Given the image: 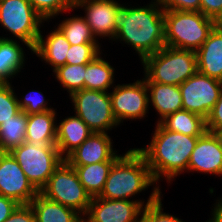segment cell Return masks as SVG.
Segmentation results:
<instances>
[{
    "label": "cell",
    "instance_id": "f35d334b",
    "mask_svg": "<svg viewBox=\"0 0 222 222\" xmlns=\"http://www.w3.org/2000/svg\"><path fill=\"white\" fill-rule=\"evenodd\" d=\"M19 205L15 200L0 195V222L6 220Z\"/></svg>",
    "mask_w": 222,
    "mask_h": 222
},
{
    "label": "cell",
    "instance_id": "60d3db41",
    "mask_svg": "<svg viewBox=\"0 0 222 222\" xmlns=\"http://www.w3.org/2000/svg\"><path fill=\"white\" fill-rule=\"evenodd\" d=\"M215 28L222 30V11L214 19Z\"/></svg>",
    "mask_w": 222,
    "mask_h": 222
},
{
    "label": "cell",
    "instance_id": "9a60e30c",
    "mask_svg": "<svg viewBox=\"0 0 222 222\" xmlns=\"http://www.w3.org/2000/svg\"><path fill=\"white\" fill-rule=\"evenodd\" d=\"M222 176V144L216 133L199 136L188 164V171Z\"/></svg>",
    "mask_w": 222,
    "mask_h": 222
},
{
    "label": "cell",
    "instance_id": "d4e9b609",
    "mask_svg": "<svg viewBox=\"0 0 222 222\" xmlns=\"http://www.w3.org/2000/svg\"><path fill=\"white\" fill-rule=\"evenodd\" d=\"M98 54L85 64L84 89L107 92L114 83V68Z\"/></svg>",
    "mask_w": 222,
    "mask_h": 222
},
{
    "label": "cell",
    "instance_id": "83f0119b",
    "mask_svg": "<svg viewBox=\"0 0 222 222\" xmlns=\"http://www.w3.org/2000/svg\"><path fill=\"white\" fill-rule=\"evenodd\" d=\"M58 29L63 33L67 41L71 45H80L85 43H98L95 36L92 34L90 26L86 23L82 16H73L64 19Z\"/></svg>",
    "mask_w": 222,
    "mask_h": 222
},
{
    "label": "cell",
    "instance_id": "30bf717a",
    "mask_svg": "<svg viewBox=\"0 0 222 222\" xmlns=\"http://www.w3.org/2000/svg\"><path fill=\"white\" fill-rule=\"evenodd\" d=\"M183 110L196 113L206 119L219 99L222 82L200 72L179 85Z\"/></svg>",
    "mask_w": 222,
    "mask_h": 222
},
{
    "label": "cell",
    "instance_id": "e0dca14e",
    "mask_svg": "<svg viewBox=\"0 0 222 222\" xmlns=\"http://www.w3.org/2000/svg\"><path fill=\"white\" fill-rule=\"evenodd\" d=\"M198 72L222 82V30L214 28L196 51Z\"/></svg>",
    "mask_w": 222,
    "mask_h": 222
},
{
    "label": "cell",
    "instance_id": "f1b7e54d",
    "mask_svg": "<svg viewBox=\"0 0 222 222\" xmlns=\"http://www.w3.org/2000/svg\"><path fill=\"white\" fill-rule=\"evenodd\" d=\"M54 72L56 79L69 92V96L76 91L84 89L85 64L58 67Z\"/></svg>",
    "mask_w": 222,
    "mask_h": 222
},
{
    "label": "cell",
    "instance_id": "d590c367",
    "mask_svg": "<svg viewBox=\"0 0 222 222\" xmlns=\"http://www.w3.org/2000/svg\"><path fill=\"white\" fill-rule=\"evenodd\" d=\"M220 129H222V91L220 93L219 99L206 118L207 131L216 133Z\"/></svg>",
    "mask_w": 222,
    "mask_h": 222
},
{
    "label": "cell",
    "instance_id": "e575fe53",
    "mask_svg": "<svg viewBox=\"0 0 222 222\" xmlns=\"http://www.w3.org/2000/svg\"><path fill=\"white\" fill-rule=\"evenodd\" d=\"M164 10L200 11V0H157Z\"/></svg>",
    "mask_w": 222,
    "mask_h": 222
},
{
    "label": "cell",
    "instance_id": "1f68e13d",
    "mask_svg": "<svg viewBox=\"0 0 222 222\" xmlns=\"http://www.w3.org/2000/svg\"><path fill=\"white\" fill-rule=\"evenodd\" d=\"M13 89L10 83L0 85V124L8 121L21 111Z\"/></svg>",
    "mask_w": 222,
    "mask_h": 222
},
{
    "label": "cell",
    "instance_id": "74e56055",
    "mask_svg": "<svg viewBox=\"0 0 222 222\" xmlns=\"http://www.w3.org/2000/svg\"><path fill=\"white\" fill-rule=\"evenodd\" d=\"M222 11V0H200V12L212 19Z\"/></svg>",
    "mask_w": 222,
    "mask_h": 222
},
{
    "label": "cell",
    "instance_id": "ac0fdd59",
    "mask_svg": "<svg viewBox=\"0 0 222 222\" xmlns=\"http://www.w3.org/2000/svg\"><path fill=\"white\" fill-rule=\"evenodd\" d=\"M92 133L93 131L76 114L63 119L56 128V146L60 156L65 159Z\"/></svg>",
    "mask_w": 222,
    "mask_h": 222
},
{
    "label": "cell",
    "instance_id": "4316f807",
    "mask_svg": "<svg viewBox=\"0 0 222 222\" xmlns=\"http://www.w3.org/2000/svg\"><path fill=\"white\" fill-rule=\"evenodd\" d=\"M28 114L20 111L0 124V152H10L25 142Z\"/></svg>",
    "mask_w": 222,
    "mask_h": 222
},
{
    "label": "cell",
    "instance_id": "b9f144b4",
    "mask_svg": "<svg viewBox=\"0 0 222 222\" xmlns=\"http://www.w3.org/2000/svg\"><path fill=\"white\" fill-rule=\"evenodd\" d=\"M216 204L214 205L216 209H218L222 213V199L217 200Z\"/></svg>",
    "mask_w": 222,
    "mask_h": 222
},
{
    "label": "cell",
    "instance_id": "cb8c5ba5",
    "mask_svg": "<svg viewBox=\"0 0 222 222\" xmlns=\"http://www.w3.org/2000/svg\"><path fill=\"white\" fill-rule=\"evenodd\" d=\"M115 161H104L89 165H70L76 171L78 178L87 193L93 197H98L107 180L108 173Z\"/></svg>",
    "mask_w": 222,
    "mask_h": 222
},
{
    "label": "cell",
    "instance_id": "ab89813d",
    "mask_svg": "<svg viewBox=\"0 0 222 222\" xmlns=\"http://www.w3.org/2000/svg\"><path fill=\"white\" fill-rule=\"evenodd\" d=\"M206 222H222V213L214 207L212 218Z\"/></svg>",
    "mask_w": 222,
    "mask_h": 222
},
{
    "label": "cell",
    "instance_id": "8992f818",
    "mask_svg": "<svg viewBox=\"0 0 222 222\" xmlns=\"http://www.w3.org/2000/svg\"><path fill=\"white\" fill-rule=\"evenodd\" d=\"M34 188L40 192L54 170L64 160L56 144L24 142L10 151Z\"/></svg>",
    "mask_w": 222,
    "mask_h": 222
},
{
    "label": "cell",
    "instance_id": "5bb4252c",
    "mask_svg": "<svg viewBox=\"0 0 222 222\" xmlns=\"http://www.w3.org/2000/svg\"><path fill=\"white\" fill-rule=\"evenodd\" d=\"M119 5L115 0H74V9L84 7L83 18L95 38L109 37L111 40L117 32L115 13Z\"/></svg>",
    "mask_w": 222,
    "mask_h": 222
},
{
    "label": "cell",
    "instance_id": "4dcf8cb0",
    "mask_svg": "<svg viewBox=\"0 0 222 222\" xmlns=\"http://www.w3.org/2000/svg\"><path fill=\"white\" fill-rule=\"evenodd\" d=\"M29 2L45 21L66 10L74 9V0H29Z\"/></svg>",
    "mask_w": 222,
    "mask_h": 222
},
{
    "label": "cell",
    "instance_id": "836d02e7",
    "mask_svg": "<svg viewBox=\"0 0 222 222\" xmlns=\"http://www.w3.org/2000/svg\"><path fill=\"white\" fill-rule=\"evenodd\" d=\"M23 98H21V100L18 99V105L26 114H37L53 110V108L48 107V102L39 91H29Z\"/></svg>",
    "mask_w": 222,
    "mask_h": 222
},
{
    "label": "cell",
    "instance_id": "ffe728a7",
    "mask_svg": "<svg viewBox=\"0 0 222 222\" xmlns=\"http://www.w3.org/2000/svg\"><path fill=\"white\" fill-rule=\"evenodd\" d=\"M46 37V39H43L42 31H40L33 54H36L42 61L44 60L45 63L51 65L54 71L66 64V56H68L71 44L58 28H55Z\"/></svg>",
    "mask_w": 222,
    "mask_h": 222
},
{
    "label": "cell",
    "instance_id": "44dd1931",
    "mask_svg": "<svg viewBox=\"0 0 222 222\" xmlns=\"http://www.w3.org/2000/svg\"><path fill=\"white\" fill-rule=\"evenodd\" d=\"M35 215V222H83V216L76 210L52 201L40 192L29 204Z\"/></svg>",
    "mask_w": 222,
    "mask_h": 222
},
{
    "label": "cell",
    "instance_id": "7c38bea8",
    "mask_svg": "<svg viewBox=\"0 0 222 222\" xmlns=\"http://www.w3.org/2000/svg\"><path fill=\"white\" fill-rule=\"evenodd\" d=\"M39 192L10 152H0V195L27 205Z\"/></svg>",
    "mask_w": 222,
    "mask_h": 222
},
{
    "label": "cell",
    "instance_id": "f546056e",
    "mask_svg": "<svg viewBox=\"0 0 222 222\" xmlns=\"http://www.w3.org/2000/svg\"><path fill=\"white\" fill-rule=\"evenodd\" d=\"M160 186L153 187V192L149 196L147 203L142 209L141 219L144 222H184L174 215L162 212Z\"/></svg>",
    "mask_w": 222,
    "mask_h": 222
},
{
    "label": "cell",
    "instance_id": "6da1fadb",
    "mask_svg": "<svg viewBox=\"0 0 222 222\" xmlns=\"http://www.w3.org/2000/svg\"><path fill=\"white\" fill-rule=\"evenodd\" d=\"M115 26L114 40L131 45L141 61L165 46L164 9L157 0L133 8L120 4L115 13Z\"/></svg>",
    "mask_w": 222,
    "mask_h": 222
},
{
    "label": "cell",
    "instance_id": "5b68a950",
    "mask_svg": "<svg viewBox=\"0 0 222 222\" xmlns=\"http://www.w3.org/2000/svg\"><path fill=\"white\" fill-rule=\"evenodd\" d=\"M214 28L200 11L164 10L165 46L196 52Z\"/></svg>",
    "mask_w": 222,
    "mask_h": 222
},
{
    "label": "cell",
    "instance_id": "7a4b0ae2",
    "mask_svg": "<svg viewBox=\"0 0 222 222\" xmlns=\"http://www.w3.org/2000/svg\"><path fill=\"white\" fill-rule=\"evenodd\" d=\"M199 136H188L165 129L157 123L152 140L146 148H136L146 159L154 181L161 177L172 181L188 171L192 151Z\"/></svg>",
    "mask_w": 222,
    "mask_h": 222
},
{
    "label": "cell",
    "instance_id": "3957f363",
    "mask_svg": "<svg viewBox=\"0 0 222 222\" xmlns=\"http://www.w3.org/2000/svg\"><path fill=\"white\" fill-rule=\"evenodd\" d=\"M155 183L145 157L133 148L113 163L98 197L109 200H129V197Z\"/></svg>",
    "mask_w": 222,
    "mask_h": 222
},
{
    "label": "cell",
    "instance_id": "277c9868",
    "mask_svg": "<svg viewBox=\"0 0 222 222\" xmlns=\"http://www.w3.org/2000/svg\"><path fill=\"white\" fill-rule=\"evenodd\" d=\"M145 82L181 85L197 71L196 52L164 46L142 60Z\"/></svg>",
    "mask_w": 222,
    "mask_h": 222
},
{
    "label": "cell",
    "instance_id": "ba28073f",
    "mask_svg": "<svg viewBox=\"0 0 222 222\" xmlns=\"http://www.w3.org/2000/svg\"><path fill=\"white\" fill-rule=\"evenodd\" d=\"M45 20L29 0H0V24L33 52Z\"/></svg>",
    "mask_w": 222,
    "mask_h": 222
},
{
    "label": "cell",
    "instance_id": "8d00e7d4",
    "mask_svg": "<svg viewBox=\"0 0 222 222\" xmlns=\"http://www.w3.org/2000/svg\"><path fill=\"white\" fill-rule=\"evenodd\" d=\"M3 222H35V215L29 204L19 205Z\"/></svg>",
    "mask_w": 222,
    "mask_h": 222
},
{
    "label": "cell",
    "instance_id": "d6986e66",
    "mask_svg": "<svg viewBox=\"0 0 222 222\" xmlns=\"http://www.w3.org/2000/svg\"><path fill=\"white\" fill-rule=\"evenodd\" d=\"M146 84L149 103L151 102L153 108H155L160 115V119L156 123H160L163 119L176 111L183 110L179 86L156 82H146Z\"/></svg>",
    "mask_w": 222,
    "mask_h": 222
},
{
    "label": "cell",
    "instance_id": "7bdbcfd3",
    "mask_svg": "<svg viewBox=\"0 0 222 222\" xmlns=\"http://www.w3.org/2000/svg\"><path fill=\"white\" fill-rule=\"evenodd\" d=\"M217 136L219 137L220 141H221V144H222V129L218 130L216 132Z\"/></svg>",
    "mask_w": 222,
    "mask_h": 222
},
{
    "label": "cell",
    "instance_id": "484cf974",
    "mask_svg": "<svg viewBox=\"0 0 222 222\" xmlns=\"http://www.w3.org/2000/svg\"><path fill=\"white\" fill-rule=\"evenodd\" d=\"M160 124L167 130L188 136H201L206 131V119L187 110L172 113Z\"/></svg>",
    "mask_w": 222,
    "mask_h": 222
},
{
    "label": "cell",
    "instance_id": "d6a6232c",
    "mask_svg": "<svg viewBox=\"0 0 222 222\" xmlns=\"http://www.w3.org/2000/svg\"><path fill=\"white\" fill-rule=\"evenodd\" d=\"M99 43H85L71 45L66 56V64H88L100 53Z\"/></svg>",
    "mask_w": 222,
    "mask_h": 222
},
{
    "label": "cell",
    "instance_id": "52a82bcc",
    "mask_svg": "<svg viewBox=\"0 0 222 222\" xmlns=\"http://www.w3.org/2000/svg\"><path fill=\"white\" fill-rule=\"evenodd\" d=\"M40 193L52 201L76 210L83 217L92 199L80 182L74 168L65 160L54 170Z\"/></svg>",
    "mask_w": 222,
    "mask_h": 222
},
{
    "label": "cell",
    "instance_id": "8fae6325",
    "mask_svg": "<svg viewBox=\"0 0 222 222\" xmlns=\"http://www.w3.org/2000/svg\"><path fill=\"white\" fill-rule=\"evenodd\" d=\"M147 84L144 80L134 83L118 84L110 92L113 115L117 122L125 119H142L146 116L149 107Z\"/></svg>",
    "mask_w": 222,
    "mask_h": 222
},
{
    "label": "cell",
    "instance_id": "603a6c76",
    "mask_svg": "<svg viewBox=\"0 0 222 222\" xmlns=\"http://www.w3.org/2000/svg\"><path fill=\"white\" fill-rule=\"evenodd\" d=\"M24 53L16 40L0 37V81L2 83H10L9 79L21 71L25 62Z\"/></svg>",
    "mask_w": 222,
    "mask_h": 222
},
{
    "label": "cell",
    "instance_id": "4fadbf2b",
    "mask_svg": "<svg viewBox=\"0 0 222 222\" xmlns=\"http://www.w3.org/2000/svg\"><path fill=\"white\" fill-rule=\"evenodd\" d=\"M144 201L93 197L83 222H138ZM88 216V217H87Z\"/></svg>",
    "mask_w": 222,
    "mask_h": 222
},
{
    "label": "cell",
    "instance_id": "9c48e42d",
    "mask_svg": "<svg viewBox=\"0 0 222 222\" xmlns=\"http://www.w3.org/2000/svg\"><path fill=\"white\" fill-rule=\"evenodd\" d=\"M75 114L93 131L107 133L119 125L113 115L109 92L82 89L70 95Z\"/></svg>",
    "mask_w": 222,
    "mask_h": 222
},
{
    "label": "cell",
    "instance_id": "2e32d148",
    "mask_svg": "<svg viewBox=\"0 0 222 222\" xmlns=\"http://www.w3.org/2000/svg\"><path fill=\"white\" fill-rule=\"evenodd\" d=\"M108 133L93 132L78 148L64 160L69 165H89L104 161H116L117 155L113 149Z\"/></svg>",
    "mask_w": 222,
    "mask_h": 222
},
{
    "label": "cell",
    "instance_id": "7402d4cb",
    "mask_svg": "<svg viewBox=\"0 0 222 222\" xmlns=\"http://www.w3.org/2000/svg\"><path fill=\"white\" fill-rule=\"evenodd\" d=\"M55 109L37 114H28L25 141L40 144H56Z\"/></svg>",
    "mask_w": 222,
    "mask_h": 222
}]
</instances>
